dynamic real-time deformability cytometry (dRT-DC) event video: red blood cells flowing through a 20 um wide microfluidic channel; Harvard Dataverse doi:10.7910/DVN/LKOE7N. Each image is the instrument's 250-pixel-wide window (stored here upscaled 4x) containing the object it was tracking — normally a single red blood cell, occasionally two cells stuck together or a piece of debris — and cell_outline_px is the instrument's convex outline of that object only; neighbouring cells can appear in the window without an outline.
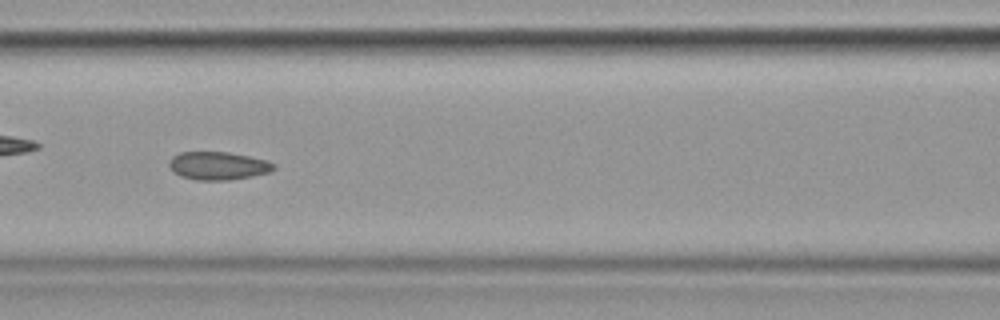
{"species": "common noctule bat (a hibernating species)", "species_latin": "Nyctalus noctula", "temperature_condition": "cold", "stored_images_in_passage": 56, "camera_frame_rate_fps": 3000, "um_per_image_px": 0.085, "animal": {"sex": "female", "body_mass_g": 19.9}, "frame": {"image": 1, "passage_image": 25, "time_ms": 8.0, "image_size_px": [1000, 320], "cell_outline_px": [[276, 168], [268, 172], [252, 176], [228, 180], [196, 180], [180, 176], [168, 164], [168, 160], [172, 156], [180, 152], [228, 152], [268, 160], [276, 164]], "centroid_in_image_um": [18.55, 14.08], "position_along_channel_um": 148.1, "area_um2": 17.11}}
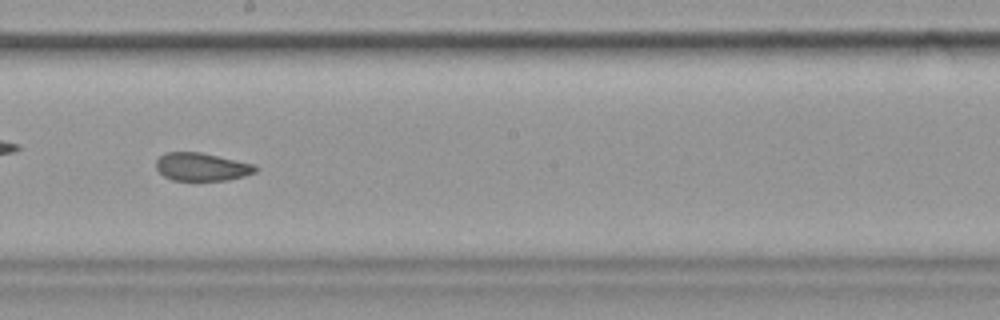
{"frame": {"image": 2, "passage_image": 32, "time_ms": 10.333, "image_size_px": [1000, 320], "cell_outline_px": [[256, 172], [244, 176], [228, 180], [172, 180], [164, 176], [156, 168], [156, 160], [160, 156], [168, 152], [200, 152], [252, 164], [256, 168]], "centroid_in_image_um": [17.11, 14.19], "position_along_channel_um": 231.1, "area_um2": 15.95}, "authors_computed_cell_mechanics": {"area_um2": 18.2648, "velocity_mm_per_s": 3.5764, "shape_relaxation_time_tau1_ms": null, "shape_relaxation_time_tau2_ms": 1.502, "deformation_change_tau1": null, "deformation_change_tau2": 0.0646}}